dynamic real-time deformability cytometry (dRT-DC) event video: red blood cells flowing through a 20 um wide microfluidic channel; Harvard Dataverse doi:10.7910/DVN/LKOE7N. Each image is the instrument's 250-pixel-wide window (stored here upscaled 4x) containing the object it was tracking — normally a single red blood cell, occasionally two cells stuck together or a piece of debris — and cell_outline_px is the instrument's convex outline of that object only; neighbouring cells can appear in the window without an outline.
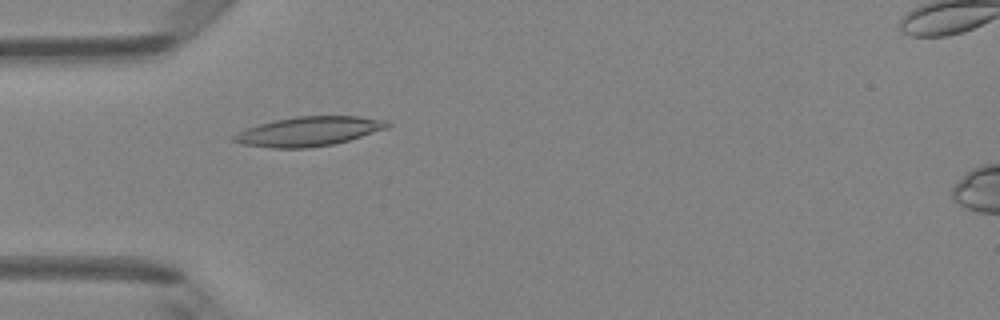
{"species": "Egyptian fruit bat (a non-hibernating species)", "species_latin": "Rousettus aegyptiacus", "temperature_condition": "room temperature", "stored_images_in_passage": 1, "camera_frame_rate_fps": 3000, "um_per_image_px": 0.085, "animal": {"sex": "female"}, "frame": {"image": 1, "passage_image": 1, "time_ms": 0.0, "image_size_px": [1000, 320], "cell_outline_px": [[392, 124], [388, 128], [348, 140], [332, 144], [308, 148], [272, 148], [244, 144], [232, 140], [232, 136], [236, 132], [260, 124], [276, 120], [296, 116], [360, 116], [384, 120]], "centroid_in_image_um": [26.25, 11.16], "position_along_channel_um": 58.7, "area_um2": 26.07}}